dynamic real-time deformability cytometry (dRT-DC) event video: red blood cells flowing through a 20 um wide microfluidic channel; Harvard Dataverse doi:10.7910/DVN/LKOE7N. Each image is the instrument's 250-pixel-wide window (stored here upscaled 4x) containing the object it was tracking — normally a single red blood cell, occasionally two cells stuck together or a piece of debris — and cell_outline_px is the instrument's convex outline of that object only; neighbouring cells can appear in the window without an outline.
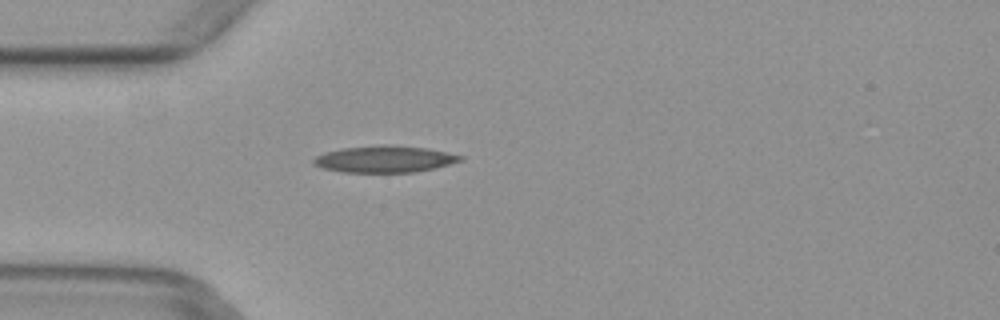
{"species": "common noctule bat (a hibernating species)", "species_latin": "Nyctalus noctula", "temperature_condition": "warm", "stored_images_in_passage": 2, "camera_frame_rate_fps": 3000, "um_per_image_px": 0.085, "animal": {"sex": "female", "body_mass_g": 29.2, "forearm_length_mm": 56.3}, "frame": {"image": 1, "passage_image": 2, "time_ms": 0.333, "image_size_px": [1000, 320], "cell_outline_px": [[464, 160], [416, 172], [344, 172], [324, 168], [312, 164], [312, 160], [316, 156], [328, 152], [344, 148], [380, 144], [388, 144], [428, 148], [464, 156]], "centroid_in_image_um": [32.71, 13.51], "position_along_channel_um": 52.3, "area_um2": 22.72}}